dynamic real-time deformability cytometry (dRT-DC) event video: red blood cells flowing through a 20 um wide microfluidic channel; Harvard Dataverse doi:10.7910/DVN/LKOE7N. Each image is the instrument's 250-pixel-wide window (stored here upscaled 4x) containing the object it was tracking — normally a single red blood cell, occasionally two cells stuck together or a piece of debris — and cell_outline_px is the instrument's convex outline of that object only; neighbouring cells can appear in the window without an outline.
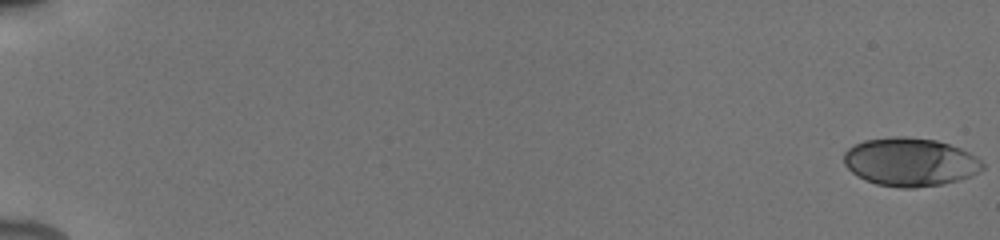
{"species": "human", "species_latin": "Homo sapiens", "temperature_condition": "cold", "stored_images_in_passage": 69, "camera_frame_rate_fps": 3000, "um_per_image_px": 0.085, "donor": {"sex": "male"}, "frame": {"image": 1, "passage_image": 1, "time_ms": 0.0, "image_size_px": [1000, 240], "cell_outline_px": [[984, 168], [968, 176], [956, 180], [940, 184], [912, 188], [900, 188], [876, 184], [864, 180], [852, 172], [844, 164], [844, 152], [848, 148], [864, 140], [896, 136], [904, 136], [936, 140], [960, 148], [968, 152], [980, 160], [984, 164]], "centroid_in_image_um": [77.32, 13.76], "position_along_channel_um": 7.7, "area_um2": 38.78}}
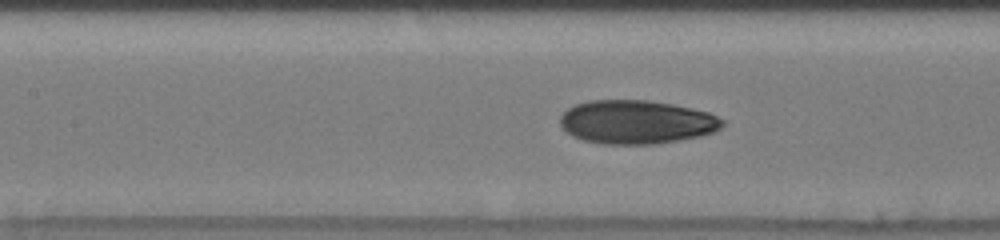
{"frame": {"image": 2, "passage_image": 35, "time_ms": 9.0, "image_size_px": [1000, 240], "cell_outline_px": [[724, 124], [716, 132], [700, 136], [652, 144], [604, 144], [584, 140], [572, 136], [564, 132], [560, 124], [560, 116], [568, 108], [576, 104], [588, 100], [648, 100], [672, 104], [692, 108], [708, 112], [724, 120]], "centroid_in_image_um": [54.08, 10.37], "position_along_channel_um": 153.3, "area_um2": 41.38}}
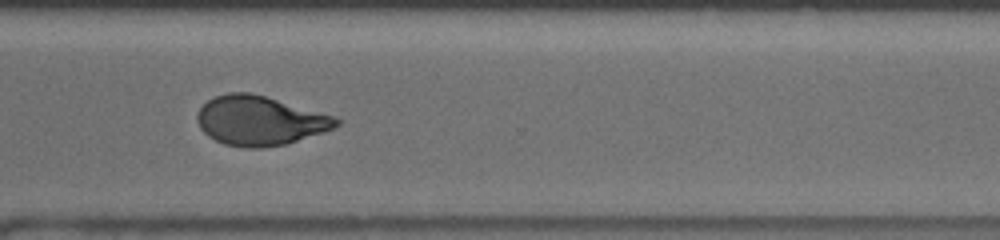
{"frame": {"image": 3, "passage_image": 55, "time_ms": 14.0, "image_size_px": [1000, 240], "cell_outline_px": [[340, 124], [324, 132], [284, 144], [260, 148], [248, 148], [224, 144], [208, 136], [200, 128], [196, 120], [196, 116], [200, 108], [208, 100], [216, 96], [228, 92], [252, 92], [336, 116], [340, 120]], "centroid_in_image_um": [22.08, 10.24], "position_along_channel_um": 348.5, "area_um2": 40.0}, "authors_computed_cell_mechanics": {"area_um2": 39.8242, "velocity_mm_per_s": 3.921, "shape_relaxation_time_tau1_ms": 5.1016, "shape_relaxation_time_tau2_ms": 1.5183, "deformation_change_tau1": 0.1885, "deformation_change_tau2": 0.0737}}